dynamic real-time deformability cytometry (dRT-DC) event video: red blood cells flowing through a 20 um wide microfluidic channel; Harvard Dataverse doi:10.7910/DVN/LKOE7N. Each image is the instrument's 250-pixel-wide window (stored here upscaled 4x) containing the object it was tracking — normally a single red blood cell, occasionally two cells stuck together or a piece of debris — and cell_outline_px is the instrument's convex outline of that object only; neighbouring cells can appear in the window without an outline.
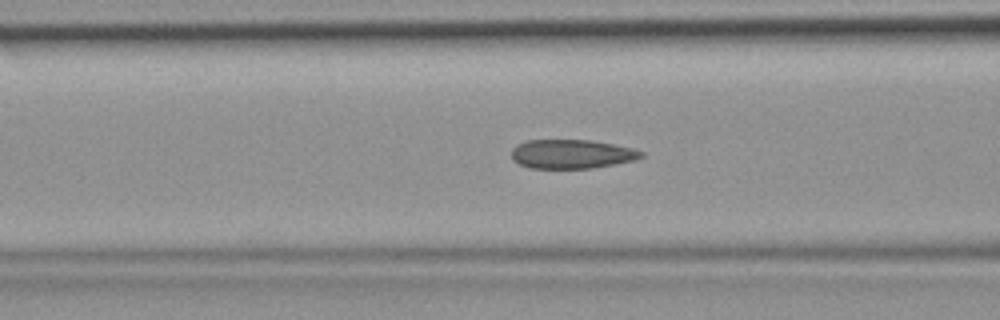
{"species": "common noctule bat (a hibernating species)", "species_latin": "Nyctalus noctula", "temperature_condition": "room temperature", "stored_images_in_passage": 45, "camera_frame_rate_fps": 3000, "um_per_image_px": 0.085, "animal": {"sex": "female", "body_mass_g": 19.9}, "frame": {"image": 1, "passage_image": 17, "time_ms": 5.333, "image_size_px": [1000, 320], "cell_outline_px": [[644, 156], [636, 160], [592, 168], [528, 168], [512, 160], [512, 148], [516, 144], [528, 140], [592, 140], [632, 148], [644, 152]], "centroid_in_image_um": [48.58, 13.09], "position_along_channel_um": 118.0, "area_um2": 22.02}}
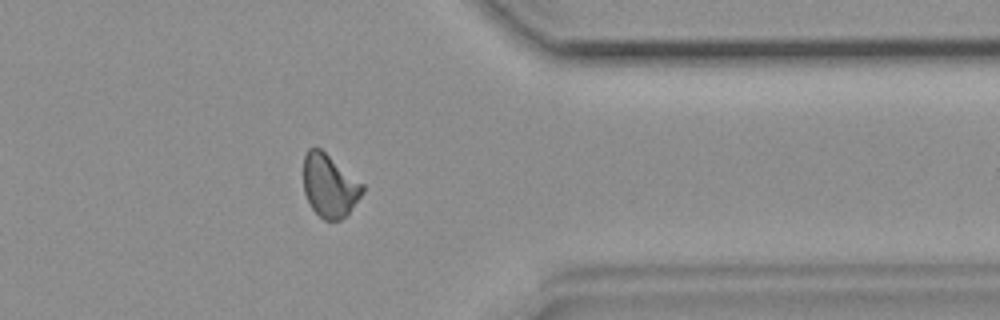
{"frame": {"image": 2, "passage_image": 36, "time_ms": 11.667, "image_size_px": [1000, 320], "cell_outline_px": [[364, 192], [348, 212], [340, 220], [324, 220], [312, 208], [304, 192], [304, 156], [308, 148], [320, 148], [364, 184]], "centroid_in_image_um": [28.01, 15.77], "position_along_channel_um": 383.4, "area_um2": 21.39}}
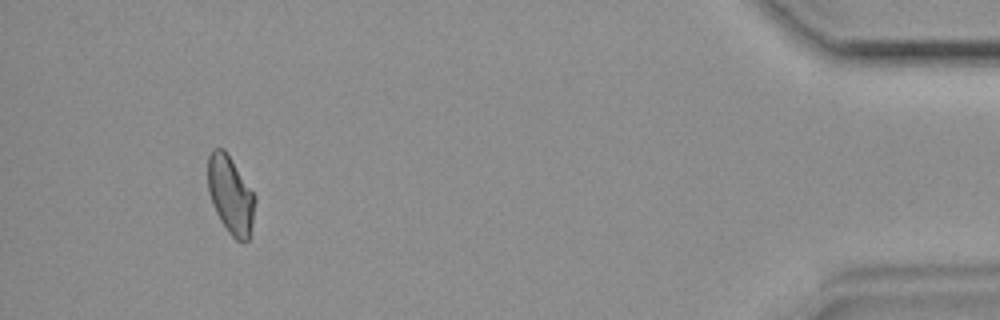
{"frame": {"image": 3, "passage_image": 42, "time_ms": 13.667, "image_size_px": [1000, 320], "cell_outline_px": [[256, 200], [248, 240], [244, 244], [236, 240], [228, 232], [220, 220], [212, 204], [208, 192], [208, 156], [212, 148], [224, 148], [256, 196]], "centroid_in_image_um": [19.59, 16.57], "position_along_channel_um": 415.6, "area_um2": 21.39}}